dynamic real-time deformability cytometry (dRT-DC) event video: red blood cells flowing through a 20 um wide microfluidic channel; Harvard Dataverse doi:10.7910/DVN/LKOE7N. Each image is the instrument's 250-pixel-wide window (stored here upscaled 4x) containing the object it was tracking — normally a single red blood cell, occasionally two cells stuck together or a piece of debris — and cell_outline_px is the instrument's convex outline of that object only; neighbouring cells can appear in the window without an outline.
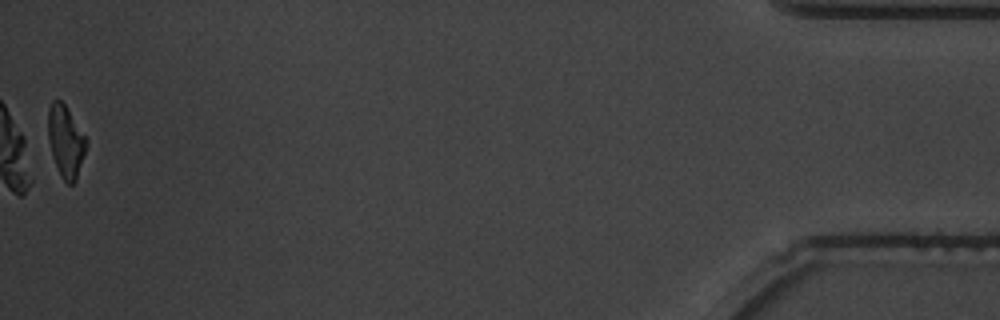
{"species": "common noctule bat (a hibernating species)", "species_latin": "Nyctalus noctula", "temperature_condition": "warm", "stored_images_in_passage": 56, "camera_frame_rate_fps": 3000, "um_per_image_px": 0.085, "animal": {"sex": "male", "body_mass_g": 19.5, "forearm_length_mm": 54.6}, "frame": {"image": 1, "passage_image": 56, "time_ms": 18.333, "image_size_px": [1000, 320], "cell_outline_px": [[88, 140], [76, 180], [72, 184], [68, 184], [60, 176], [52, 156], [48, 140], [48, 108], [52, 100], [60, 100], [64, 104]], "centroid_in_image_um": [5.56, 12.01], "position_along_channel_um": 429.6, "area_um2": 15.84}, "authors_computed_cell_mechanics": {"area_um2": 17.8024, "velocity_mm_per_s": 3.7234, "shape_relaxation_time_tau1_ms": 5.8722, "shape_relaxation_time_tau2_ms": 3.1592, "deformation_change_tau1": 0.2097, "deformation_change_tau2": 0.1047}}